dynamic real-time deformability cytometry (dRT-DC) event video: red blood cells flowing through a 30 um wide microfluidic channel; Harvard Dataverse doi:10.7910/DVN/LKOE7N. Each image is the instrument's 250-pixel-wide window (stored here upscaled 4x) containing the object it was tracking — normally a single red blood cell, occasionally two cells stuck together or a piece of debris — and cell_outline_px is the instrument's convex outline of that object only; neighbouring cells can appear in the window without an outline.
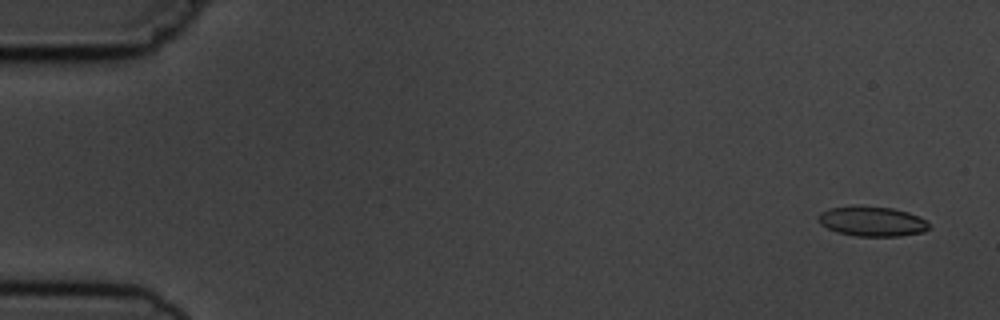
{"species": "common noctule bat (a hibernating species)", "species_latin": "Nyctalus noctula", "temperature_condition": "cold", "stored_images_in_passage": 5, "camera_frame_rate_fps": 3000, "um_per_image_px": 0.085, "animal": {"sex": "male", "body_mass_g": 19.5, "forearm_length_mm": 54.6}, "frame": {"image": 1, "passage_image": 1, "time_ms": 0.0, "image_size_px": [1000, 320], "cell_outline_px": [[932, 224], [924, 232], [900, 236], [856, 236], [836, 232], [820, 224], [816, 216], [820, 212], [828, 208], [892, 208], [908, 212]], "centroid_in_image_um": [74.13, 18.85], "position_along_channel_um": 10.9, "area_um2": 18.73}}
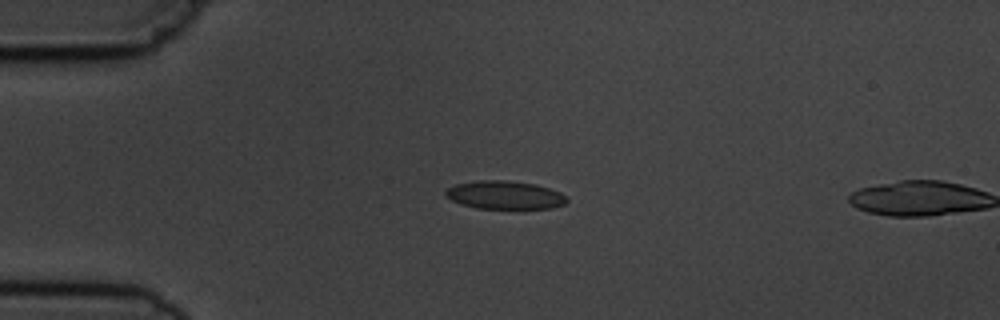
{"frame": {"image": 2, "passage_image": 4, "time_ms": 3.667, "image_size_px": [1000, 320], "cell_outline_px": [[568, 200], [564, 204], [552, 208], [476, 208], [460, 204], [444, 196], [444, 192], [448, 188], [456, 184], [476, 180], [504, 180], [536, 184], [560, 192]], "centroid_in_image_um": [42.86, 16.57], "position_along_channel_um": 42.1, "area_um2": 19.88}}